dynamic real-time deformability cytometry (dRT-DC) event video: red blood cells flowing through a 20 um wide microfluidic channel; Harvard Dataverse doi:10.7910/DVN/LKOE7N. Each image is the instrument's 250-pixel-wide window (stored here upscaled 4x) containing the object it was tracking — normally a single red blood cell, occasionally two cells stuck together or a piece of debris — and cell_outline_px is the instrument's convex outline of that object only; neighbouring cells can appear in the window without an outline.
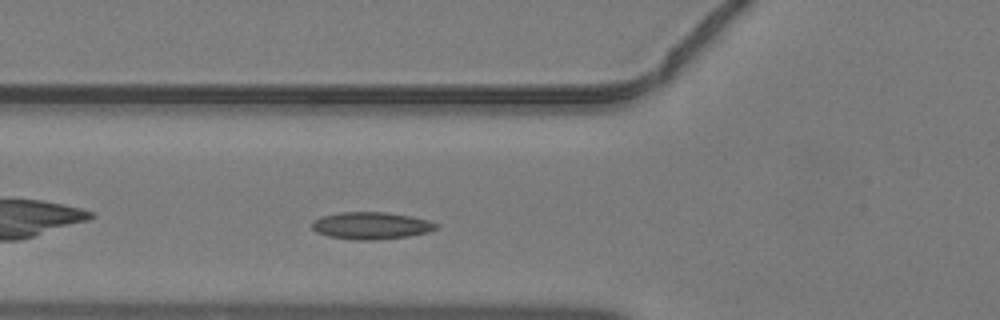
{"species": "common noctule bat (a hibernating species)", "species_latin": "Nyctalus noctula", "temperature_condition": "warm", "stored_images_in_passage": 25, "camera_frame_rate_fps": 3000, "um_per_image_px": 0.085, "animal": {"sex": "male", "body_mass_g": 19.2, "forearm_length_mm": 51.8}, "frame": {"image": 1, "passage_image": 5, "time_ms": 1.333, "image_size_px": [1000, 320], "cell_outline_px": [[440, 224], [436, 228], [428, 232], [408, 236], [380, 240], [360, 240], [328, 236], [316, 232], [312, 228], [312, 224], [316, 220], [324, 216], [340, 212], [384, 212], [408, 216], [428, 220]], "centroid_in_image_um": [31.57, 19.18], "position_along_channel_um": 94.2, "area_um2": 19.42}}
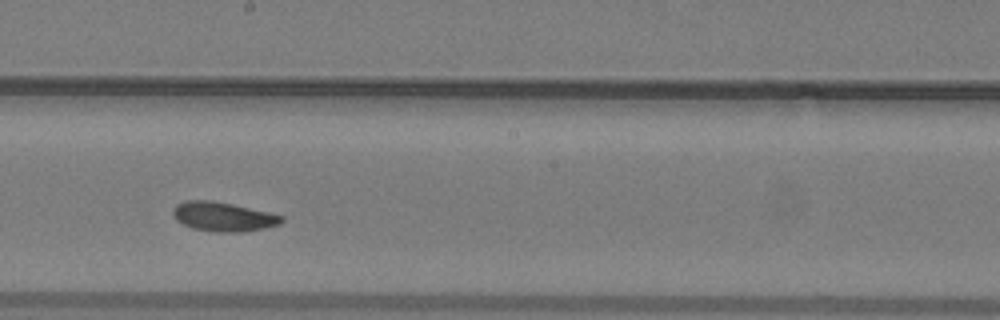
{"frame": {"image": 2, "passage_image": 14, "time_ms": 4.333, "image_size_px": [1000, 320], "cell_outline_px": [[284, 220], [280, 224], [264, 228], [244, 232], [216, 232], [192, 228], [176, 220], [172, 212], [176, 204], [184, 200], [212, 200], [232, 204], [268, 212], [284, 216]], "centroid_in_image_um": [18.97, 18.41], "position_along_channel_um": 229.2, "area_um2": 18.55}}
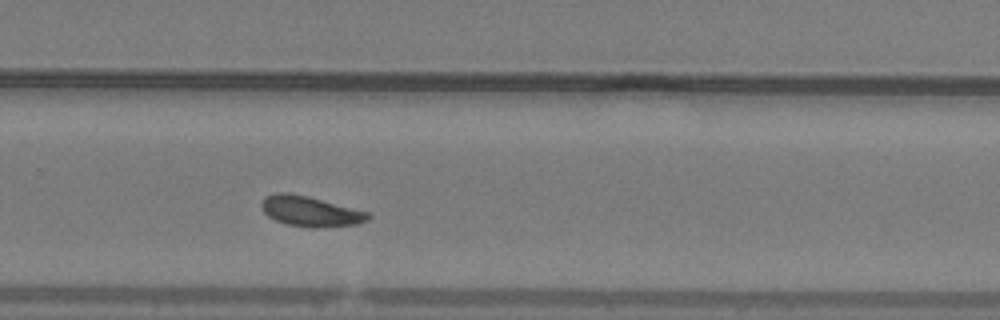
{"frame": {"image": 3, "passage_image": 19, "time_ms": 6.0, "image_size_px": [1000, 320], "cell_outline_px": [[372, 216], [368, 220], [356, 224], [320, 228], [308, 228], [288, 224], [276, 220], [268, 216], [264, 212], [260, 204], [268, 196], [276, 192], [288, 192], [308, 196], [368, 212]], "centroid_in_image_um": [26.39, 17.97], "position_along_channel_um": 303.4, "area_um2": 18.73}}